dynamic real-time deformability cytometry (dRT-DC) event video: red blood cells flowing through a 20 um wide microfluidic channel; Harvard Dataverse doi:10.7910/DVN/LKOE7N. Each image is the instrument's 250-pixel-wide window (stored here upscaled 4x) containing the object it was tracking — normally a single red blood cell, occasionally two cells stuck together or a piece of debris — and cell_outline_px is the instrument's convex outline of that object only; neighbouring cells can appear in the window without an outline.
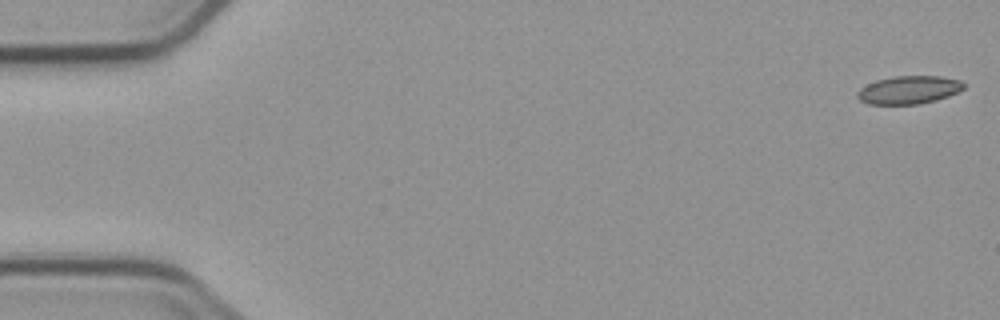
{"species": "common noctule bat (a hibernating species)", "species_latin": "Nyctalus noctula", "temperature_condition": "cold", "stored_images_in_passage": 5, "camera_frame_rate_fps": 3000, "um_per_image_px": 0.085, "animal": {"sex": "male", "body_mass_g": 23.1, "forearm_length_mm": 52.7}, "frame": {"image": 1, "passage_image": 1, "time_ms": 0.0, "image_size_px": [1000, 320], "cell_outline_px": [[964, 88], [948, 96], [936, 100], [920, 104], [868, 104], [860, 100], [856, 96], [856, 92], [860, 88], [876, 80], [896, 76], [940, 76], [960, 80], [964, 84]], "centroid_in_image_um": [77.23, 7.64], "position_along_channel_um": 7.8, "area_um2": 17.34}}
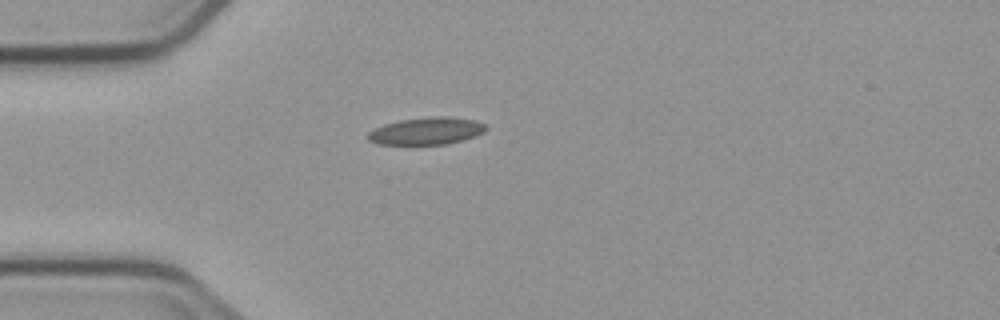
{"frame": {"image": 2, "passage_image": 5, "time_ms": 4.667, "image_size_px": [1000, 320], "cell_outline_px": [[488, 128], [484, 132], [476, 136], [464, 140], [448, 144], [376, 144], [368, 140], [368, 132], [384, 124], [400, 120], [432, 116], [444, 116], [476, 120], [484, 124]], "centroid_in_image_um": [36.28, 11.13], "position_along_channel_um": 48.7, "area_um2": 18.79}}